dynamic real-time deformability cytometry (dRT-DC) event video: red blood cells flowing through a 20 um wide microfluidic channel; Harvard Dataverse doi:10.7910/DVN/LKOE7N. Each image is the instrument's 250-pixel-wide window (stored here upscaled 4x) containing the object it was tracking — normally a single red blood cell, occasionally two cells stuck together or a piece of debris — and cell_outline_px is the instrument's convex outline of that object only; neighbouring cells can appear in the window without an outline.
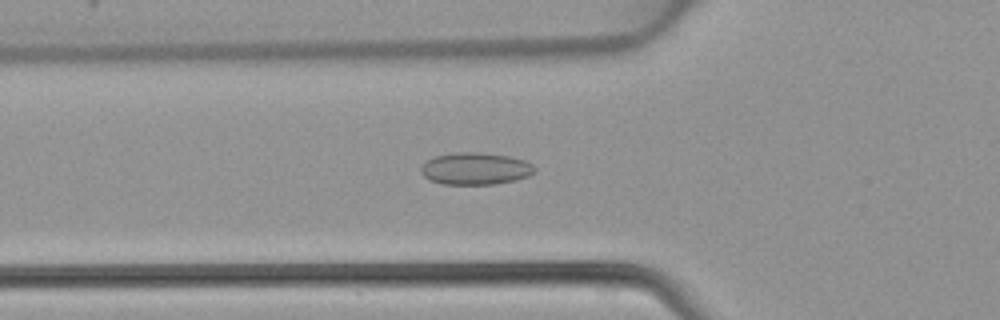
{"species": "common noctule bat (a hibernating species)", "species_latin": "Nyctalus noctula", "temperature_condition": "warm", "stored_images_in_passage": 46, "camera_frame_rate_fps": 3000, "um_per_image_px": 0.085, "animal": {"sex": "female", "body_mass_g": 22.7, "forearm_length_mm": 54.2}, "frame": {"image": 1, "passage_image": 16, "time_ms": 5.0, "image_size_px": [1000, 320], "cell_outline_px": [[536, 172], [528, 176], [516, 180], [492, 184], [444, 184], [428, 180], [420, 172], [420, 168], [428, 160], [436, 156], [456, 152], [480, 152], [508, 156], [524, 160], [532, 164], [536, 168]], "centroid_in_image_um": [40.42, 14.33], "position_along_channel_um": 85.4, "area_um2": 21.27}}
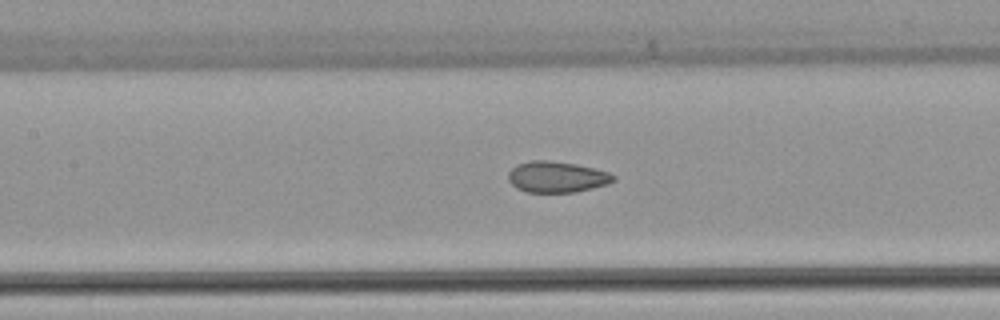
{"frame": {"image": 2, "passage_image": 21, "time_ms": 6.667, "image_size_px": [1000, 320], "cell_outline_px": [[616, 180], [608, 184], [576, 192], [528, 192], [516, 188], [508, 180], [508, 172], [516, 164], [532, 160], [548, 160], [576, 164], [608, 172], [616, 176]], "centroid_in_image_um": [47.32, 15.04], "position_along_channel_um": 160.1, "area_um2": 19.07}}
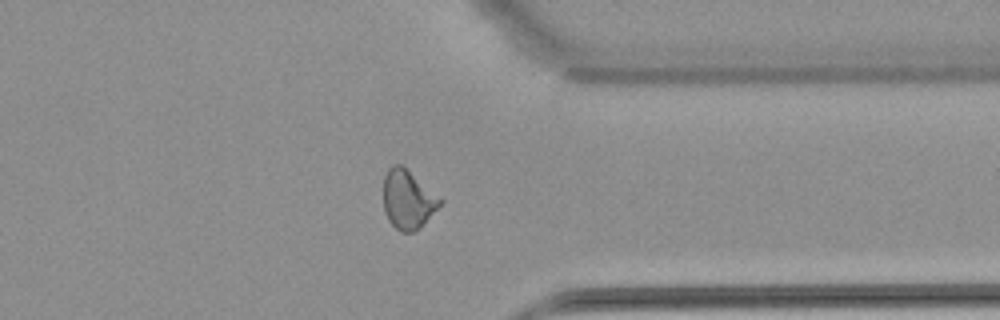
{"frame": {"image": 3, "passage_image": 36, "time_ms": 11.667, "image_size_px": [1000, 320], "cell_outline_px": [[444, 200], [420, 228], [416, 232], [400, 232], [388, 220], [384, 212], [384, 176], [388, 168], [392, 164], [400, 164]], "centroid_in_image_um": [34.66, 16.97], "position_along_channel_um": 376.7, "area_um2": 19.31}}